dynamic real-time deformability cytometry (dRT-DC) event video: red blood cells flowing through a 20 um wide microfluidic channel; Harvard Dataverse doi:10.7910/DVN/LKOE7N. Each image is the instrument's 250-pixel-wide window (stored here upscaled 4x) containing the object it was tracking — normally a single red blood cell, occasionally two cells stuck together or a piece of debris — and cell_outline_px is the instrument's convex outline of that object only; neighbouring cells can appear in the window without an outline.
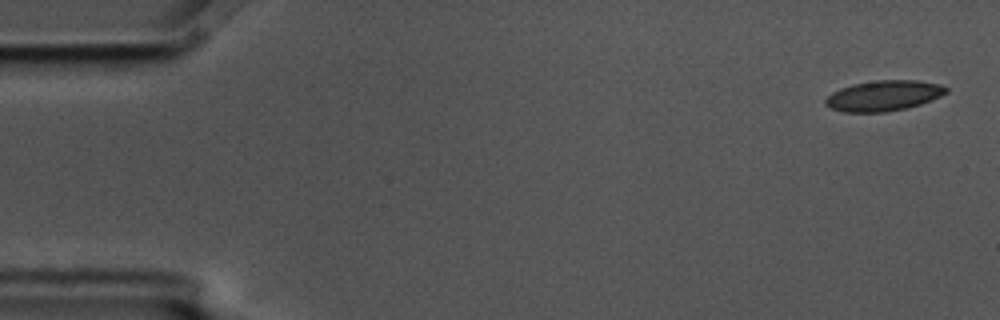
{"species": "common noctule bat (a hibernating species)", "species_latin": "Nyctalus noctula", "temperature_condition": "cold", "stored_images_in_passage": 5, "camera_frame_rate_fps": 3000, "um_per_image_px": 0.085, "animal": {"sex": "male", "body_mass_g": 17.5, "forearm_length_mm": 52.3}, "frame": {"image": 1, "passage_image": 1, "time_ms": 0.0, "image_size_px": [1000, 320], "cell_outline_px": [[948, 92], [932, 100], [920, 104], [904, 108], [884, 112], [844, 112], [832, 108], [824, 104], [824, 100], [832, 92], [840, 88], [852, 84], [876, 80], [916, 80], [940, 84], [948, 88]], "centroid_in_image_um": [75.1, 8.12], "position_along_channel_um": 9.9, "area_um2": 21.39}}
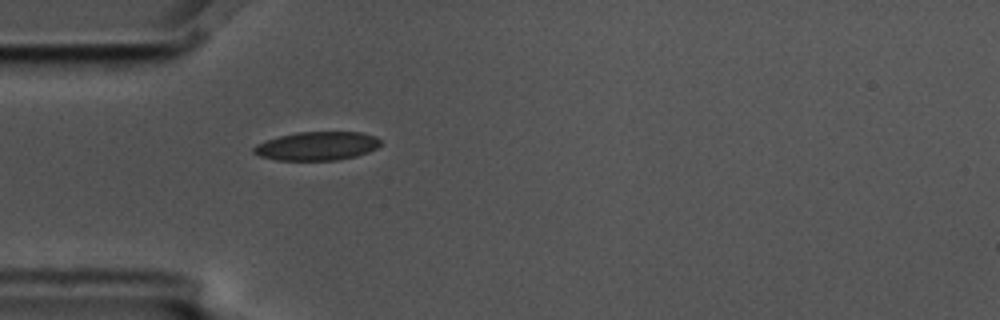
{"frame": {"image": 2, "passage_image": 5, "time_ms": 1.333, "image_size_px": [1000, 320], "cell_outline_px": [[380, 144], [376, 148], [368, 152], [356, 156], [336, 160], [276, 160], [260, 156], [252, 152], [252, 148], [256, 144], [280, 136], [296, 132], [360, 132], [376, 136], [380, 140]], "centroid_in_image_um": [26.94, 12.41], "position_along_channel_um": 58.1, "area_um2": 21.1}}